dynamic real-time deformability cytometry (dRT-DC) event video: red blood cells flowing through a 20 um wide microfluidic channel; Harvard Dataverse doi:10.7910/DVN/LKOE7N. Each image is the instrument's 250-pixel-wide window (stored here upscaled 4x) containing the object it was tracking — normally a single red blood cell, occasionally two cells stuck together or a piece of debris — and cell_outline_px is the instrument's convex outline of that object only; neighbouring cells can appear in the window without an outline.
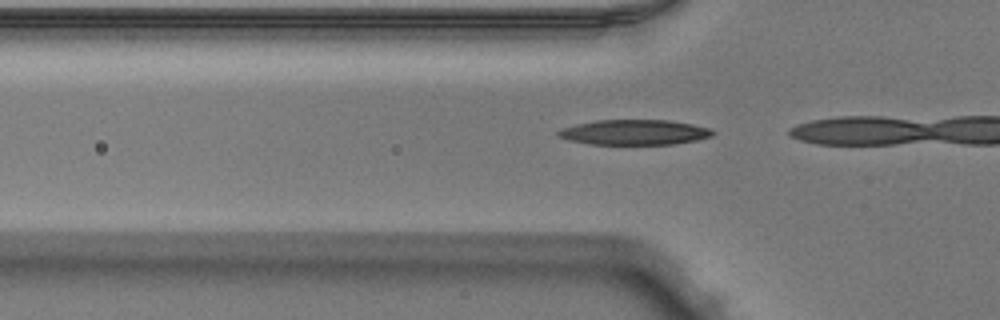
{"species": "Egyptian fruit bat (a non-hibernating species)", "species_latin": "Rousettus aegyptiacus", "temperature_condition": "warm", "stored_images_in_passage": 4, "camera_frame_rate_fps": 3000, "um_per_image_px": 0.085, "animal": {"sex": "male"}, "frame": {"image": 1, "passage_image": 2, "time_ms": 0.333, "image_size_px": [1000, 320], "cell_outline_px": [[716, 132], [712, 136], [696, 140], [672, 144], [592, 144], [568, 140], [556, 136], [556, 132], [560, 128], [576, 124], [596, 120], [668, 120], [692, 124], [712, 128]], "centroid_in_image_um": [53.91, 11.24], "position_along_channel_um": 71.9, "area_um2": 22.77}}